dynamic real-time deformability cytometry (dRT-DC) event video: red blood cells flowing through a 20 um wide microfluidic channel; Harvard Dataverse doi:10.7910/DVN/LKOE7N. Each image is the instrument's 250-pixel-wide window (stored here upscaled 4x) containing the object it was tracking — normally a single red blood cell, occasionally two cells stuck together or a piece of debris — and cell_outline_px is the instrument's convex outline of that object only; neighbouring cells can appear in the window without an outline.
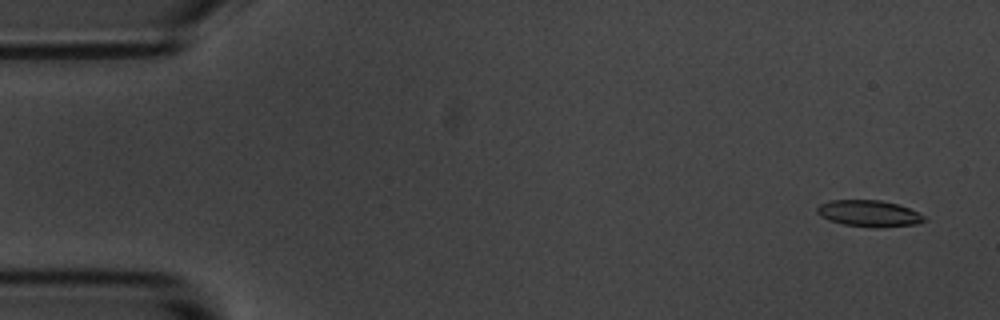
{"species": "common noctule bat (a hibernating species)", "species_latin": "Nyctalus noctula", "temperature_condition": "room temperature", "stored_images_in_passage": 55, "camera_frame_rate_fps": 3000, "um_per_image_px": 0.085, "animal": {"sex": "male", "body_mass_g": 20.1, "forearm_length_mm": 53.5}, "frame": {"image": 1, "passage_image": 3, "time_ms": 0.667, "image_size_px": [1000, 320], "cell_outline_px": [[924, 220], [916, 224], [876, 228], [872, 228], [844, 224], [828, 220], [820, 216], [816, 212], [816, 208], [820, 204], [828, 200], [880, 200], [896, 204], [908, 208], [924, 216]], "centroid_in_image_um": [73.8, 18.14], "position_along_channel_um": 11.2, "area_um2": 16.42}}
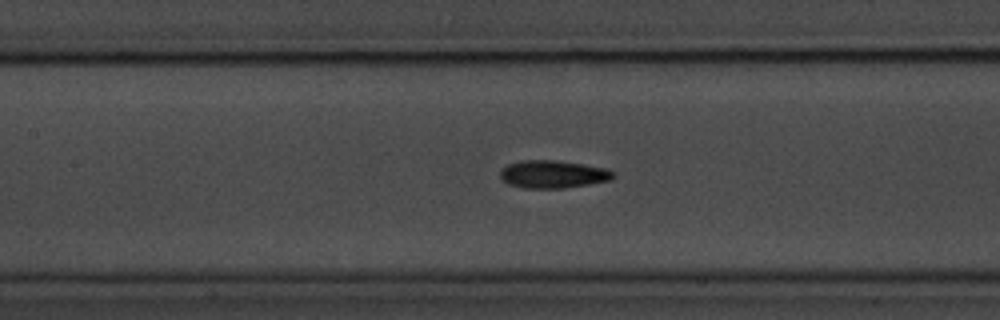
{"frame": {"image": 2, "passage_image": 25, "time_ms": 8.0, "image_size_px": [1000, 320], "cell_outline_px": [[616, 176], [608, 180], [588, 184], [564, 188], [524, 188], [508, 184], [500, 180], [500, 172], [508, 164], [520, 160], [556, 160], [604, 168], [612, 172]], "centroid_in_image_um": [46.93, 14.81], "position_along_channel_um": 160.5, "area_um2": 18.09}}
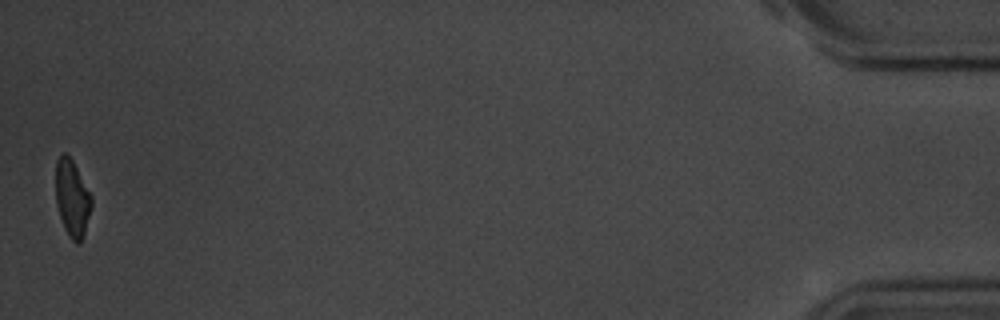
{"frame": {"image": 3, "passage_image": 55, "time_ms": 18.0, "image_size_px": [1000, 320], "cell_outline_px": [[92, 204], [84, 232], [80, 244], [76, 244], [68, 236], [64, 228], [56, 204], [56, 160], [64, 152], [68, 152], [92, 196]], "centroid_in_image_um": [6.13, 16.83], "position_along_channel_um": 429.1, "area_um2": 16.01}, "authors_computed_cell_mechanics": {"area_um2": 17.34, "velocity_mm_per_s": 3.6333, "shape_relaxation_time_tau1_ms": 3.0855, "shape_relaxation_time_tau2_ms": 3.4113, "deformation_change_tau1": 0.1197, "deformation_change_tau2": 0.1164}}